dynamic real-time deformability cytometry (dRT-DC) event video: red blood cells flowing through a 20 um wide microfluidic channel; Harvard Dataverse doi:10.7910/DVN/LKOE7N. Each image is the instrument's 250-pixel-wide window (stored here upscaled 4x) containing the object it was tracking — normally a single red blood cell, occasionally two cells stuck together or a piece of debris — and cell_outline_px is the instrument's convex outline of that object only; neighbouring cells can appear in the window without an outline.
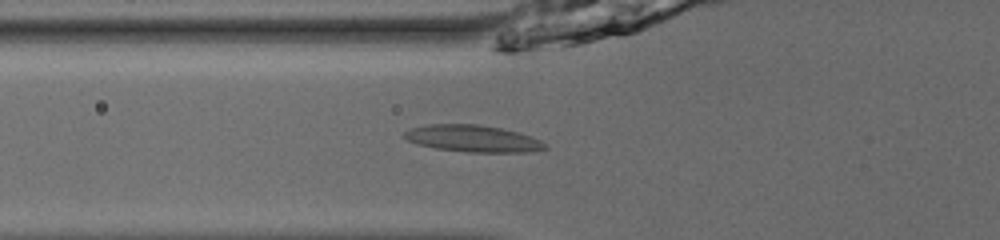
{"species": "common noctule bat (a hibernating species)", "species_latin": "Nyctalus noctula", "temperature_condition": "room temperature", "stored_images_in_passage": 33, "camera_frame_rate_fps": 3000, "um_per_image_px": 0.085, "animal": {"sex": "male", "body_mass_g": 13.0, "forearm_length_mm": 53.1}, "frame": {"image": 1, "passage_image": 2, "time_ms": 0.333, "image_size_px": [1000, 240], "cell_outline_px": [[548, 148], [532, 152], [468, 152], [436, 148], [416, 144], [408, 140], [404, 136], [404, 132], [412, 128], [428, 124], [480, 124], [500, 128], [516, 132], [540, 140], [548, 144]], "centroid_in_image_um": [40.21, 11.78], "position_along_channel_um": 85.6, "area_um2": 21.91}}
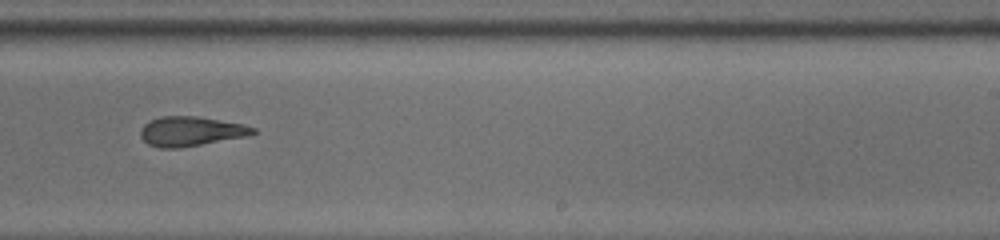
{"frame": {"image": 2, "passage_image": 16, "time_ms": 5.0, "image_size_px": [1000, 240], "cell_outline_px": [[256, 132], [244, 136], [180, 148], [160, 148], [148, 144], [140, 136], [140, 132], [144, 124], [160, 116], [196, 116], [244, 124], [256, 128]], "centroid_in_image_um": [16.19, 11.16], "position_along_channel_um": 272.8, "area_um2": 19.13}}
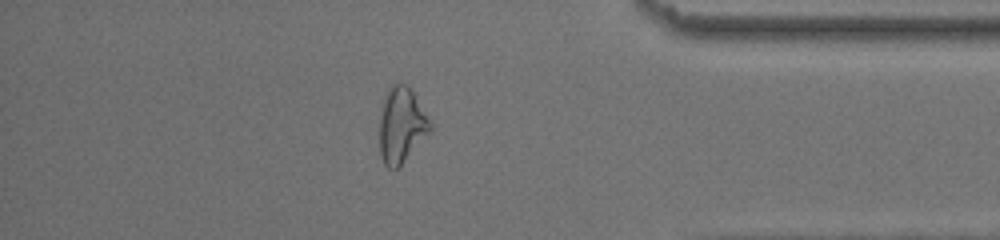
{"frame": {"image": 3, "passage_image": 27, "time_ms": 8.667, "image_size_px": [1000, 240], "cell_outline_px": [[432, 132], [400, 168], [388, 168], [384, 164], [380, 156], [380, 120], [384, 100], [392, 84], [408, 84], [432, 124]], "centroid_in_image_um": [34.16, 10.72], "position_along_channel_um": 401.0, "area_um2": 22.43}, "authors_computed_cell_mechanics": {"area_um2": 19.9988, "velocity_mm_per_s": 3.9793, "shape_relaxation_time_tau1_ms": 7.5322, "shape_relaxation_time_tau2_ms": 3.7741, "deformation_change_tau1": 0.2226, "deformation_change_tau2": 0.132}}